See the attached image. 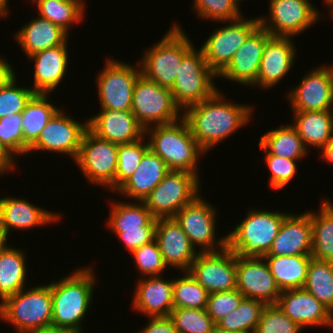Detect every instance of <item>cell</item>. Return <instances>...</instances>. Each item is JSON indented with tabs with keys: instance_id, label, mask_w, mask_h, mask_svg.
<instances>
[{
	"instance_id": "cell-8",
	"label": "cell",
	"mask_w": 333,
	"mask_h": 333,
	"mask_svg": "<svg viewBox=\"0 0 333 333\" xmlns=\"http://www.w3.org/2000/svg\"><path fill=\"white\" fill-rule=\"evenodd\" d=\"M200 181L189 171L170 170L143 202L154 218H173L201 193Z\"/></svg>"
},
{
	"instance_id": "cell-34",
	"label": "cell",
	"mask_w": 333,
	"mask_h": 333,
	"mask_svg": "<svg viewBox=\"0 0 333 333\" xmlns=\"http://www.w3.org/2000/svg\"><path fill=\"white\" fill-rule=\"evenodd\" d=\"M312 225V254L315 259L333 262V203L320 202L319 212L310 211Z\"/></svg>"
},
{
	"instance_id": "cell-29",
	"label": "cell",
	"mask_w": 333,
	"mask_h": 333,
	"mask_svg": "<svg viewBox=\"0 0 333 333\" xmlns=\"http://www.w3.org/2000/svg\"><path fill=\"white\" fill-rule=\"evenodd\" d=\"M13 36L27 57L45 49L63 45L69 38V34L60 26L38 15Z\"/></svg>"
},
{
	"instance_id": "cell-24",
	"label": "cell",
	"mask_w": 333,
	"mask_h": 333,
	"mask_svg": "<svg viewBox=\"0 0 333 333\" xmlns=\"http://www.w3.org/2000/svg\"><path fill=\"white\" fill-rule=\"evenodd\" d=\"M312 225L310 210L303 214L289 213L283 220L277 237L264 256H311Z\"/></svg>"
},
{
	"instance_id": "cell-3",
	"label": "cell",
	"mask_w": 333,
	"mask_h": 333,
	"mask_svg": "<svg viewBox=\"0 0 333 333\" xmlns=\"http://www.w3.org/2000/svg\"><path fill=\"white\" fill-rule=\"evenodd\" d=\"M145 137H148L149 149L170 170H185L199 177L198 160L206 153L199 147L183 118L174 123L146 128Z\"/></svg>"
},
{
	"instance_id": "cell-6",
	"label": "cell",
	"mask_w": 333,
	"mask_h": 333,
	"mask_svg": "<svg viewBox=\"0 0 333 333\" xmlns=\"http://www.w3.org/2000/svg\"><path fill=\"white\" fill-rule=\"evenodd\" d=\"M289 213L249 209L246 217L227 236V247L239 257H263L277 237Z\"/></svg>"
},
{
	"instance_id": "cell-55",
	"label": "cell",
	"mask_w": 333,
	"mask_h": 333,
	"mask_svg": "<svg viewBox=\"0 0 333 333\" xmlns=\"http://www.w3.org/2000/svg\"><path fill=\"white\" fill-rule=\"evenodd\" d=\"M29 333H76L75 331L71 329H66V328H56V327H47V328H42L40 330L32 331Z\"/></svg>"
},
{
	"instance_id": "cell-59",
	"label": "cell",
	"mask_w": 333,
	"mask_h": 333,
	"mask_svg": "<svg viewBox=\"0 0 333 333\" xmlns=\"http://www.w3.org/2000/svg\"><path fill=\"white\" fill-rule=\"evenodd\" d=\"M216 333H253V332L236 331V332H216Z\"/></svg>"
},
{
	"instance_id": "cell-40",
	"label": "cell",
	"mask_w": 333,
	"mask_h": 333,
	"mask_svg": "<svg viewBox=\"0 0 333 333\" xmlns=\"http://www.w3.org/2000/svg\"><path fill=\"white\" fill-rule=\"evenodd\" d=\"M182 274L173 280L174 308L206 309L209 292L188 271Z\"/></svg>"
},
{
	"instance_id": "cell-39",
	"label": "cell",
	"mask_w": 333,
	"mask_h": 333,
	"mask_svg": "<svg viewBox=\"0 0 333 333\" xmlns=\"http://www.w3.org/2000/svg\"><path fill=\"white\" fill-rule=\"evenodd\" d=\"M266 304L256 299L243 298L238 308L216 324V332H253L257 328Z\"/></svg>"
},
{
	"instance_id": "cell-25",
	"label": "cell",
	"mask_w": 333,
	"mask_h": 333,
	"mask_svg": "<svg viewBox=\"0 0 333 333\" xmlns=\"http://www.w3.org/2000/svg\"><path fill=\"white\" fill-rule=\"evenodd\" d=\"M88 129L97 137L116 144L133 143L145 136V129L131 111L115 109H101L90 117Z\"/></svg>"
},
{
	"instance_id": "cell-15",
	"label": "cell",
	"mask_w": 333,
	"mask_h": 333,
	"mask_svg": "<svg viewBox=\"0 0 333 333\" xmlns=\"http://www.w3.org/2000/svg\"><path fill=\"white\" fill-rule=\"evenodd\" d=\"M330 65L310 69L298 85L287 91L293 112L333 110V65Z\"/></svg>"
},
{
	"instance_id": "cell-57",
	"label": "cell",
	"mask_w": 333,
	"mask_h": 333,
	"mask_svg": "<svg viewBox=\"0 0 333 333\" xmlns=\"http://www.w3.org/2000/svg\"><path fill=\"white\" fill-rule=\"evenodd\" d=\"M8 237L0 230V253L7 246Z\"/></svg>"
},
{
	"instance_id": "cell-14",
	"label": "cell",
	"mask_w": 333,
	"mask_h": 333,
	"mask_svg": "<svg viewBox=\"0 0 333 333\" xmlns=\"http://www.w3.org/2000/svg\"><path fill=\"white\" fill-rule=\"evenodd\" d=\"M200 47L208 66L218 75L231 61L235 52L259 26V18L245 19L244 14L235 20L223 21Z\"/></svg>"
},
{
	"instance_id": "cell-21",
	"label": "cell",
	"mask_w": 333,
	"mask_h": 333,
	"mask_svg": "<svg viewBox=\"0 0 333 333\" xmlns=\"http://www.w3.org/2000/svg\"><path fill=\"white\" fill-rule=\"evenodd\" d=\"M276 305L302 329L333 328V313L304 288L281 291Z\"/></svg>"
},
{
	"instance_id": "cell-51",
	"label": "cell",
	"mask_w": 333,
	"mask_h": 333,
	"mask_svg": "<svg viewBox=\"0 0 333 333\" xmlns=\"http://www.w3.org/2000/svg\"><path fill=\"white\" fill-rule=\"evenodd\" d=\"M148 324L138 333H178L172 319L167 317H149Z\"/></svg>"
},
{
	"instance_id": "cell-28",
	"label": "cell",
	"mask_w": 333,
	"mask_h": 333,
	"mask_svg": "<svg viewBox=\"0 0 333 333\" xmlns=\"http://www.w3.org/2000/svg\"><path fill=\"white\" fill-rule=\"evenodd\" d=\"M169 171L166 163L151 149H148L130 179L115 193L121 194L122 197L132 198L134 201H144Z\"/></svg>"
},
{
	"instance_id": "cell-53",
	"label": "cell",
	"mask_w": 333,
	"mask_h": 333,
	"mask_svg": "<svg viewBox=\"0 0 333 333\" xmlns=\"http://www.w3.org/2000/svg\"><path fill=\"white\" fill-rule=\"evenodd\" d=\"M3 58L0 56V88L6 86L16 77L12 64Z\"/></svg>"
},
{
	"instance_id": "cell-1",
	"label": "cell",
	"mask_w": 333,
	"mask_h": 333,
	"mask_svg": "<svg viewBox=\"0 0 333 333\" xmlns=\"http://www.w3.org/2000/svg\"><path fill=\"white\" fill-rule=\"evenodd\" d=\"M226 100L224 93L218 89L210 98L189 106L182 113V118L205 153L251 122L254 112L251 104Z\"/></svg>"
},
{
	"instance_id": "cell-17",
	"label": "cell",
	"mask_w": 333,
	"mask_h": 333,
	"mask_svg": "<svg viewBox=\"0 0 333 333\" xmlns=\"http://www.w3.org/2000/svg\"><path fill=\"white\" fill-rule=\"evenodd\" d=\"M188 272L209 294L236 289V254L228 247L199 252Z\"/></svg>"
},
{
	"instance_id": "cell-35",
	"label": "cell",
	"mask_w": 333,
	"mask_h": 333,
	"mask_svg": "<svg viewBox=\"0 0 333 333\" xmlns=\"http://www.w3.org/2000/svg\"><path fill=\"white\" fill-rule=\"evenodd\" d=\"M288 124L264 133L259 139V144L271 155L301 160L308 156L309 151L296 129Z\"/></svg>"
},
{
	"instance_id": "cell-16",
	"label": "cell",
	"mask_w": 333,
	"mask_h": 333,
	"mask_svg": "<svg viewBox=\"0 0 333 333\" xmlns=\"http://www.w3.org/2000/svg\"><path fill=\"white\" fill-rule=\"evenodd\" d=\"M87 130L88 118L83 123L60 109L41 130L37 141L29 148L28 153L44 150V152L67 154L75 161Z\"/></svg>"
},
{
	"instance_id": "cell-10",
	"label": "cell",
	"mask_w": 333,
	"mask_h": 333,
	"mask_svg": "<svg viewBox=\"0 0 333 333\" xmlns=\"http://www.w3.org/2000/svg\"><path fill=\"white\" fill-rule=\"evenodd\" d=\"M217 208L198 195L173 217L198 252H217L227 247V236L216 235ZM218 237V238H217ZM196 245V247H195Z\"/></svg>"
},
{
	"instance_id": "cell-20",
	"label": "cell",
	"mask_w": 333,
	"mask_h": 333,
	"mask_svg": "<svg viewBox=\"0 0 333 333\" xmlns=\"http://www.w3.org/2000/svg\"><path fill=\"white\" fill-rule=\"evenodd\" d=\"M292 37L271 36L264 46L258 76L252 87L269 90L288 75L297 55Z\"/></svg>"
},
{
	"instance_id": "cell-60",
	"label": "cell",
	"mask_w": 333,
	"mask_h": 333,
	"mask_svg": "<svg viewBox=\"0 0 333 333\" xmlns=\"http://www.w3.org/2000/svg\"><path fill=\"white\" fill-rule=\"evenodd\" d=\"M329 10H330V12H329V13L331 14V15H330V16H331V19H333V5L330 7V9H329Z\"/></svg>"
},
{
	"instance_id": "cell-45",
	"label": "cell",
	"mask_w": 333,
	"mask_h": 333,
	"mask_svg": "<svg viewBox=\"0 0 333 333\" xmlns=\"http://www.w3.org/2000/svg\"><path fill=\"white\" fill-rule=\"evenodd\" d=\"M17 77L0 88V118L22 113L26 104L35 94L31 87L18 85Z\"/></svg>"
},
{
	"instance_id": "cell-50",
	"label": "cell",
	"mask_w": 333,
	"mask_h": 333,
	"mask_svg": "<svg viewBox=\"0 0 333 333\" xmlns=\"http://www.w3.org/2000/svg\"><path fill=\"white\" fill-rule=\"evenodd\" d=\"M156 226H143L141 228L124 229L122 232H113L130 253L139 247L155 240Z\"/></svg>"
},
{
	"instance_id": "cell-4",
	"label": "cell",
	"mask_w": 333,
	"mask_h": 333,
	"mask_svg": "<svg viewBox=\"0 0 333 333\" xmlns=\"http://www.w3.org/2000/svg\"><path fill=\"white\" fill-rule=\"evenodd\" d=\"M180 25L174 22L160 41L145 49L138 62L145 78L168 89L173 87L183 57L195 46Z\"/></svg>"
},
{
	"instance_id": "cell-41",
	"label": "cell",
	"mask_w": 333,
	"mask_h": 333,
	"mask_svg": "<svg viewBox=\"0 0 333 333\" xmlns=\"http://www.w3.org/2000/svg\"><path fill=\"white\" fill-rule=\"evenodd\" d=\"M148 149L149 144L145 136L133 143L119 144L118 163L115 173V192L130 179Z\"/></svg>"
},
{
	"instance_id": "cell-33",
	"label": "cell",
	"mask_w": 333,
	"mask_h": 333,
	"mask_svg": "<svg viewBox=\"0 0 333 333\" xmlns=\"http://www.w3.org/2000/svg\"><path fill=\"white\" fill-rule=\"evenodd\" d=\"M281 291L303 288L312 256H263Z\"/></svg>"
},
{
	"instance_id": "cell-48",
	"label": "cell",
	"mask_w": 333,
	"mask_h": 333,
	"mask_svg": "<svg viewBox=\"0 0 333 333\" xmlns=\"http://www.w3.org/2000/svg\"><path fill=\"white\" fill-rule=\"evenodd\" d=\"M22 113L0 118V143L14 156H23Z\"/></svg>"
},
{
	"instance_id": "cell-2",
	"label": "cell",
	"mask_w": 333,
	"mask_h": 333,
	"mask_svg": "<svg viewBox=\"0 0 333 333\" xmlns=\"http://www.w3.org/2000/svg\"><path fill=\"white\" fill-rule=\"evenodd\" d=\"M93 271L89 265L80 266L59 281H51L52 327L84 332L82 322L91 307L97 285Z\"/></svg>"
},
{
	"instance_id": "cell-49",
	"label": "cell",
	"mask_w": 333,
	"mask_h": 333,
	"mask_svg": "<svg viewBox=\"0 0 333 333\" xmlns=\"http://www.w3.org/2000/svg\"><path fill=\"white\" fill-rule=\"evenodd\" d=\"M243 298L244 296L237 289L211 293L208 296L206 311L217 324L236 310Z\"/></svg>"
},
{
	"instance_id": "cell-58",
	"label": "cell",
	"mask_w": 333,
	"mask_h": 333,
	"mask_svg": "<svg viewBox=\"0 0 333 333\" xmlns=\"http://www.w3.org/2000/svg\"><path fill=\"white\" fill-rule=\"evenodd\" d=\"M324 4L330 8L333 5V0H324Z\"/></svg>"
},
{
	"instance_id": "cell-27",
	"label": "cell",
	"mask_w": 333,
	"mask_h": 333,
	"mask_svg": "<svg viewBox=\"0 0 333 333\" xmlns=\"http://www.w3.org/2000/svg\"><path fill=\"white\" fill-rule=\"evenodd\" d=\"M66 41L63 45L48 48L28 57L34 63L33 86L35 94H50L60 87L68 72L69 51Z\"/></svg>"
},
{
	"instance_id": "cell-22",
	"label": "cell",
	"mask_w": 333,
	"mask_h": 333,
	"mask_svg": "<svg viewBox=\"0 0 333 333\" xmlns=\"http://www.w3.org/2000/svg\"><path fill=\"white\" fill-rule=\"evenodd\" d=\"M155 240L168 268L188 271L199 252L174 218H160L156 222Z\"/></svg>"
},
{
	"instance_id": "cell-44",
	"label": "cell",
	"mask_w": 333,
	"mask_h": 333,
	"mask_svg": "<svg viewBox=\"0 0 333 333\" xmlns=\"http://www.w3.org/2000/svg\"><path fill=\"white\" fill-rule=\"evenodd\" d=\"M130 254L134 258L137 271L141 274L140 277L160 276L168 270L156 240L139 247Z\"/></svg>"
},
{
	"instance_id": "cell-7",
	"label": "cell",
	"mask_w": 333,
	"mask_h": 333,
	"mask_svg": "<svg viewBox=\"0 0 333 333\" xmlns=\"http://www.w3.org/2000/svg\"><path fill=\"white\" fill-rule=\"evenodd\" d=\"M193 47L182 59L171 88L175 104L183 112L189 106L210 98L217 90V74L208 66L203 51Z\"/></svg>"
},
{
	"instance_id": "cell-36",
	"label": "cell",
	"mask_w": 333,
	"mask_h": 333,
	"mask_svg": "<svg viewBox=\"0 0 333 333\" xmlns=\"http://www.w3.org/2000/svg\"><path fill=\"white\" fill-rule=\"evenodd\" d=\"M106 227L111 232H122L124 229L141 228L143 226H156L157 219L154 218L143 201L111 203Z\"/></svg>"
},
{
	"instance_id": "cell-54",
	"label": "cell",
	"mask_w": 333,
	"mask_h": 333,
	"mask_svg": "<svg viewBox=\"0 0 333 333\" xmlns=\"http://www.w3.org/2000/svg\"><path fill=\"white\" fill-rule=\"evenodd\" d=\"M320 157L322 158L323 161H326L329 164H333V139L331 142L323 147L321 150Z\"/></svg>"
},
{
	"instance_id": "cell-37",
	"label": "cell",
	"mask_w": 333,
	"mask_h": 333,
	"mask_svg": "<svg viewBox=\"0 0 333 333\" xmlns=\"http://www.w3.org/2000/svg\"><path fill=\"white\" fill-rule=\"evenodd\" d=\"M38 9V16L60 26L70 34V28L79 24L86 13V3L82 0H32Z\"/></svg>"
},
{
	"instance_id": "cell-9",
	"label": "cell",
	"mask_w": 333,
	"mask_h": 333,
	"mask_svg": "<svg viewBox=\"0 0 333 333\" xmlns=\"http://www.w3.org/2000/svg\"><path fill=\"white\" fill-rule=\"evenodd\" d=\"M131 112L144 129L177 122L183 113L175 104L171 89L161 87L142 74L133 88Z\"/></svg>"
},
{
	"instance_id": "cell-46",
	"label": "cell",
	"mask_w": 333,
	"mask_h": 333,
	"mask_svg": "<svg viewBox=\"0 0 333 333\" xmlns=\"http://www.w3.org/2000/svg\"><path fill=\"white\" fill-rule=\"evenodd\" d=\"M301 330L276 304H269L262 310L255 333H301Z\"/></svg>"
},
{
	"instance_id": "cell-11",
	"label": "cell",
	"mask_w": 333,
	"mask_h": 333,
	"mask_svg": "<svg viewBox=\"0 0 333 333\" xmlns=\"http://www.w3.org/2000/svg\"><path fill=\"white\" fill-rule=\"evenodd\" d=\"M119 144L101 139L89 129L85 132L75 163L95 186L115 192V173Z\"/></svg>"
},
{
	"instance_id": "cell-32",
	"label": "cell",
	"mask_w": 333,
	"mask_h": 333,
	"mask_svg": "<svg viewBox=\"0 0 333 333\" xmlns=\"http://www.w3.org/2000/svg\"><path fill=\"white\" fill-rule=\"evenodd\" d=\"M9 245L0 253V302L28 287L26 285L28 280L26 259L28 258L25 257L27 255L22 248Z\"/></svg>"
},
{
	"instance_id": "cell-23",
	"label": "cell",
	"mask_w": 333,
	"mask_h": 333,
	"mask_svg": "<svg viewBox=\"0 0 333 333\" xmlns=\"http://www.w3.org/2000/svg\"><path fill=\"white\" fill-rule=\"evenodd\" d=\"M61 215L48 211L24 198L4 196L0 198V230L9 238L10 229L26 230L59 222Z\"/></svg>"
},
{
	"instance_id": "cell-19",
	"label": "cell",
	"mask_w": 333,
	"mask_h": 333,
	"mask_svg": "<svg viewBox=\"0 0 333 333\" xmlns=\"http://www.w3.org/2000/svg\"><path fill=\"white\" fill-rule=\"evenodd\" d=\"M272 35L260 25L248 36L235 52L229 64L217 75L243 86L256 82L264 46Z\"/></svg>"
},
{
	"instance_id": "cell-12",
	"label": "cell",
	"mask_w": 333,
	"mask_h": 333,
	"mask_svg": "<svg viewBox=\"0 0 333 333\" xmlns=\"http://www.w3.org/2000/svg\"><path fill=\"white\" fill-rule=\"evenodd\" d=\"M141 75L140 65L109 57L103 69L96 74L100 109L131 111L133 88Z\"/></svg>"
},
{
	"instance_id": "cell-42",
	"label": "cell",
	"mask_w": 333,
	"mask_h": 333,
	"mask_svg": "<svg viewBox=\"0 0 333 333\" xmlns=\"http://www.w3.org/2000/svg\"><path fill=\"white\" fill-rule=\"evenodd\" d=\"M169 317L178 333H216V324L206 309L174 308Z\"/></svg>"
},
{
	"instance_id": "cell-47",
	"label": "cell",
	"mask_w": 333,
	"mask_h": 333,
	"mask_svg": "<svg viewBox=\"0 0 333 333\" xmlns=\"http://www.w3.org/2000/svg\"><path fill=\"white\" fill-rule=\"evenodd\" d=\"M259 147L264 151V161L271 173L269 177L270 188L273 190H282L296 176L299 160L271 155L260 144Z\"/></svg>"
},
{
	"instance_id": "cell-13",
	"label": "cell",
	"mask_w": 333,
	"mask_h": 333,
	"mask_svg": "<svg viewBox=\"0 0 333 333\" xmlns=\"http://www.w3.org/2000/svg\"><path fill=\"white\" fill-rule=\"evenodd\" d=\"M269 14L259 25L272 36L295 37L317 23L319 12L310 0H270Z\"/></svg>"
},
{
	"instance_id": "cell-43",
	"label": "cell",
	"mask_w": 333,
	"mask_h": 333,
	"mask_svg": "<svg viewBox=\"0 0 333 333\" xmlns=\"http://www.w3.org/2000/svg\"><path fill=\"white\" fill-rule=\"evenodd\" d=\"M242 0H193L192 6L200 19L213 22L231 21L243 15Z\"/></svg>"
},
{
	"instance_id": "cell-18",
	"label": "cell",
	"mask_w": 333,
	"mask_h": 333,
	"mask_svg": "<svg viewBox=\"0 0 333 333\" xmlns=\"http://www.w3.org/2000/svg\"><path fill=\"white\" fill-rule=\"evenodd\" d=\"M236 289L244 298L276 304L281 290L276 284L263 257H239L236 255Z\"/></svg>"
},
{
	"instance_id": "cell-56",
	"label": "cell",
	"mask_w": 333,
	"mask_h": 333,
	"mask_svg": "<svg viewBox=\"0 0 333 333\" xmlns=\"http://www.w3.org/2000/svg\"><path fill=\"white\" fill-rule=\"evenodd\" d=\"M9 0H0V18L9 16Z\"/></svg>"
},
{
	"instance_id": "cell-38",
	"label": "cell",
	"mask_w": 333,
	"mask_h": 333,
	"mask_svg": "<svg viewBox=\"0 0 333 333\" xmlns=\"http://www.w3.org/2000/svg\"><path fill=\"white\" fill-rule=\"evenodd\" d=\"M303 288L333 313V262L312 257Z\"/></svg>"
},
{
	"instance_id": "cell-5",
	"label": "cell",
	"mask_w": 333,
	"mask_h": 333,
	"mask_svg": "<svg viewBox=\"0 0 333 333\" xmlns=\"http://www.w3.org/2000/svg\"><path fill=\"white\" fill-rule=\"evenodd\" d=\"M27 287L0 302V320L13 325L16 333H29L52 326L51 282Z\"/></svg>"
},
{
	"instance_id": "cell-52",
	"label": "cell",
	"mask_w": 333,
	"mask_h": 333,
	"mask_svg": "<svg viewBox=\"0 0 333 333\" xmlns=\"http://www.w3.org/2000/svg\"><path fill=\"white\" fill-rule=\"evenodd\" d=\"M15 160H17L15 156L0 143V175L16 170L18 161Z\"/></svg>"
},
{
	"instance_id": "cell-26",
	"label": "cell",
	"mask_w": 333,
	"mask_h": 333,
	"mask_svg": "<svg viewBox=\"0 0 333 333\" xmlns=\"http://www.w3.org/2000/svg\"><path fill=\"white\" fill-rule=\"evenodd\" d=\"M173 280L160 276L140 278L135 286L132 308L149 317H167L174 309Z\"/></svg>"
},
{
	"instance_id": "cell-31",
	"label": "cell",
	"mask_w": 333,
	"mask_h": 333,
	"mask_svg": "<svg viewBox=\"0 0 333 333\" xmlns=\"http://www.w3.org/2000/svg\"><path fill=\"white\" fill-rule=\"evenodd\" d=\"M51 94H34L22 112L23 155H28L29 148L37 141L41 130L61 109L51 104Z\"/></svg>"
},
{
	"instance_id": "cell-30",
	"label": "cell",
	"mask_w": 333,
	"mask_h": 333,
	"mask_svg": "<svg viewBox=\"0 0 333 333\" xmlns=\"http://www.w3.org/2000/svg\"><path fill=\"white\" fill-rule=\"evenodd\" d=\"M293 123L305 147L321 150L333 139V110L292 112Z\"/></svg>"
}]
</instances>
